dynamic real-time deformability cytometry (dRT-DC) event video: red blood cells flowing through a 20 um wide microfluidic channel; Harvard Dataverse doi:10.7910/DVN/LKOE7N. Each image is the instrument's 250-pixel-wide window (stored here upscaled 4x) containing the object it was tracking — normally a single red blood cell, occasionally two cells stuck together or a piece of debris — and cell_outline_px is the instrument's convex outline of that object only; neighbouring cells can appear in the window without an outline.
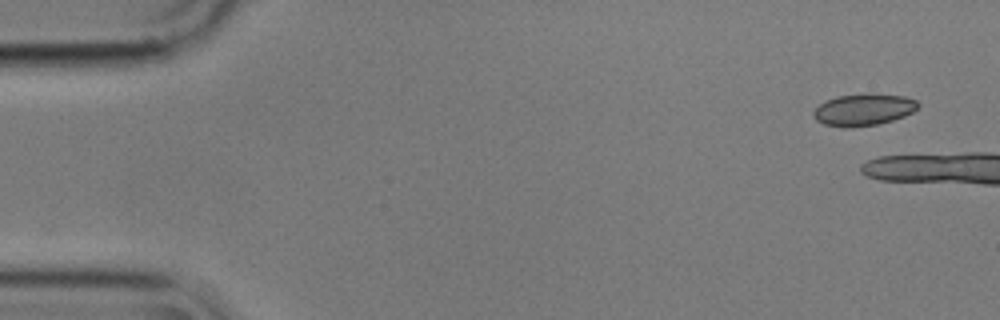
{"species": "common noctule bat (a hibernating species)", "species_latin": "Nyctalus noctula", "temperature_condition": "cold", "stored_images_in_passage": 6, "camera_frame_rate_fps": 3000, "um_per_image_px": 0.085, "animal": {"sex": "male", "body_mass_g": 17.9}, "frame": {"image": 1, "passage_image": 1, "time_ms": 0.0, "image_size_px": [1000, 320], "cell_outline_px": [[920, 104], [912, 112], [904, 116], [892, 120], [876, 124], [852, 128], [844, 128], [824, 124], [816, 120], [812, 116], [812, 112], [824, 100], [836, 96], [868, 92], [904, 96], [916, 100]], "centroid_in_image_um": [73.36, 9.3], "position_along_channel_um": 11.6, "area_um2": 19.77}}